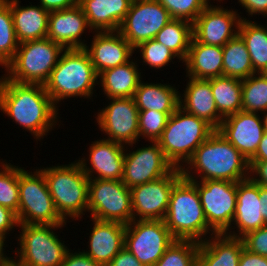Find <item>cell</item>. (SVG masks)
Here are the masks:
<instances>
[{
	"mask_svg": "<svg viewBox=\"0 0 267 266\" xmlns=\"http://www.w3.org/2000/svg\"><path fill=\"white\" fill-rule=\"evenodd\" d=\"M149 144L135 151L126 146L122 182L130 189L168 175L174 169L159 144L151 141Z\"/></svg>",
	"mask_w": 267,
	"mask_h": 266,
	"instance_id": "16",
	"label": "cell"
},
{
	"mask_svg": "<svg viewBox=\"0 0 267 266\" xmlns=\"http://www.w3.org/2000/svg\"><path fill=\"white\" fill-rule=\"evenodd\" d=\"M176 239L164 220H133L126 225L125 248L145 266H154Z\"/></svg>",
	"mask_w": 267,
	"mask_h": 266,
	"instance_id": "11",
	"label": "cell"
},
{
	"mask_svg": "<svg viewBox=\"0 0 267 266\" xmlns=\"http://www.w3.org/2000/svg\"><path fill=\"white\" fill-rule=\"evenodd\" d=\"M238 34L244 40L255 73H267V26L242 18Z\"/></svg>",
	"mask_w": 267,
	"mask_h": 266,
	"instance_id": "31",
	"label": "cell"
},
{
	"mask_svg": "<svg viewBox=\"0 0 267 266\" xmlns=\"http://www.w3.org/2000/svg\"><path fill=\"white\" fill-rule=\"evenodd\" d=\"M242 18L234 9L210 3L192 23L193 38L199 43L223 47L238 34Z\"/></svg>",
	"mask_w": 267,
	"mask_h": 266,
	"instance_id": "17",
	"label": "cell"
},
{
	"mask_svg": "<svg viewBox=\"0 0 267 266\" xmlns=\"http://www.w3.org/2000/svg\"><path fill=\"white\" fill-rule=\"evenodd\" d=\"M46 179L49 193L60 217L67 219H82L88 212V183L89 178L83 172L77 161L67 165L39 169ZM76 218V219H75Z\"/></svg>",
	"mask_w": 267,
	"mask_h": 266,
	"instance_id": "5",
	"label": "cell"
},
{
	"mask_svg": "<svg viewBox=\"0 0 267 266\" xmlns=\"http://www.w3.org/2000/svg\"><path fill=\"white\" fill-rule=\"evenodd\" d=\"M65 49L43 38L20 43L13 59L4 67L8 80L44 85Z\"/></svg>",
	"mask_w": 267,
	"mask_h": 266,
	"instance_id": "7",
	"label": "cell"
},
{
	"mask_svg": "<svg viewBox=\"0 0 267 266\" xmlns=\"http://www.w3.org/2000/svg\"><path fill=\"white\" fill-rule=\"evenodd\" d=\"M263 116L262 117V121H263V126L265 128V132H267V111L261 113Z\"/></svg>",
	"mask_w": 267,
	"mask_h": 266,
	"instance_id": "53",
	"label": "cell"
},
{
	"mask_svg": "<svg viewBox=\"0 0 267 266\" xmlns=\"http://www.w3.org/2000/svg\"><path fill=\"white\" fill-rule=\"evenodd\" d=\"M92 143L88 148L90 162L85 157L77 160L86 176L89 179L122 180L126 146L104 137Z\"/></svg>",
	"mask_w": 267,
	"mask_h": 266,
	"instance_id": "18",
	"label": "cell"
},
{
	"mask_svg": "<svg viewBox=\"0 0 267 266\" xmlns=\"http://www.w3.org/2000/svg\"><path fill=\"white\" fill-rule=\"evenodd\" d=\"M192 34V23L172 19L155 36V40L173 52L182 63L188 55Z\"/></svg>",
	"mask_w": 267,
	"mask_h": 266,
	"instance_id": "34",
	"label": "cell"
},
{
	"mask_svg": "<svg viewBox=\"0 0 267 266\" xmlns=\"http://www.w3.org/2000/svg\"><path fill=\"white\" fill-rule=\"evenodd\" d=\"M248 161H267V132L264 133L256 153Z\"/></svg>",
	"mask_w": 267,
	"mask_h": 266,
	"instance_id": "50",
	"label": "cell"
},
{
	"mask_svg": "<svg viewBox=\"0 0 267 266\" xmlns=\"http://www.w3.org/2000/svg\"><path fill=\"white\" fill-rule=\"evenodd\" d=\"M0 110L37 141L55 128L60 117L44 85L18 83L5 76L0 77Z\"/></svg>",
	"mask_w": 267,
	"mask_h": 266,
	"instance_id": "1",
	"label": "cell"
},
{
	"mask_svg": "<svg viewBox=\"0 0 267 266\" xmlns=\"http://www.w3.org/2000/svg\"><path fill=\"white\" fill-rule=\"evenodd\" d=\"M188 82L182 99L180 94L179 107L185 112L204 119L215 130H217L223 117L218 113L215 99L211 91L210 79H197L188 77Z\"/></svg>",
	"mask_w": 267,
	"mask_h": 266,
	"instance_id": "24",
	"label": "cell"
},
{
	"mask_svg": "<svg viewBox=\"0 0 267 266\" xmlns=\"http://www.w3.org/2000/svg\"><path fill=\"white\" fill-rule=\"evenodd\" d=\"M86 29L92 32L79 4L68 9L50 11L47 38L64 49L84 48L87 43L81 40V36Z\"/></svg>",
	"mask_w": 267,
	"mask_h": 266,
	"instance_id": "22",
	"label": "cell"
},
{
	"mask_svg": "<svg viewBox=\"0 0 267 266\" xmlns=\"http://www.w3.org/2000/svg\"><path fill=\"white\" fill-rule=\"evenodd\" d=\"M181 174L189 181H197L199 177L200 181L240 182L249 178V161L215 130L181 167Z\"/></svg>",
	"mask_w": 267,
	"mask_h": 266,
	"instance_id": "2",
	"label": "cell"
},
{
	"mask_svg": "<svg viewBox=\"0 0 267 266\" xmlns=\"http://www.w3.org/2000/svg\"><path fill=\"white\" fill-rule=\"evenodd\" d=\"M259 113L239 111L223 118L217 129L246 159H250L265 133Z\"/></svg>",
	"mask_w": 267,
	"mask_h": 266,
	"instance_id": "19",
	"label": "cell"
},
{
	"mask_svg": "<svg viewBox=\"0 0 267 266\" xmlns=\"http://www.w3.org/2000/svg\"><path fill=\"white\" fill-rule=\"evenodd\" d=\"M260 205L259 185L250 178L237 182V204L231 223L234 226H230L223 234L241 239L247 233L265 226ZM235 228L236 232L230 231Z\"/></svg>",
	"mask_w": 267,
	"mask_h": 266,
	"instance_id": "20",
	"label": "cell"
},
{
	"mask_svg": "<svg viewBox=\"0 0 267 266\" xmlns=\"http://www.w3.org/2000/svg\"><path fill=\"white\" fill-rule=\"evenodd\" d=\"M211 91L218 113L223 117L242 111V80L234 77L211 78Z\"/></svg>",
	"mask_w": 267,
	"mask_h": 266,
	"instance_id": "32",
	"label": "cell"
},
{
	"mask_svg": "<svg viewBox=\"0 0 267 266\" xmlns=\"http://www.w3.org/2000/svg\"><path fill=\"white\" fill-rule=\"evenodd\" d=\"M168 118L166 113L155 110L139 111V138L157 142L166 127Z\"/></svg>",
	"mask_w": 267,
	"mask_h": 266,
	"instance_id": "41",
	"label": "cell"
},
{
	"mask_svg": "<svg viewBox=\"0 0 267 266\" xmlns=\"http://www.w3.org/2000/svg\"><path fill=\"white\" fill-rule=\"evenodd\" d=\"M43 9L50 11L72 8L79 4V0H39Z\"/></svg>",
	"mask_w": 267,
	"mask_h": 266,
	"instance_id": "49",
	"label": "cell"
},
{
	"mask_svg": "<svg viewBox=\"0 0 267 266\" xmlns=\"http://www.w3.org/2000/svg\"><path fill=\"white\" fill-rule=\"evenodd\" d=\"M98 76L88 53L83 48L65 49L44 87L58 108L57 104L61 100L70 97L91 99L96 91L94 88L98 85Z\"/></svg>",
	"mask_w": 267,
	"mask_h": 266,
	"instance_id": "3",
	"label": "cell"
},
{
	"mask_svg": "<svg viewBox=\"0 0 267 266\" xmlns=\"http://www.w3.org/2000/svg\"><path fill=\"white\" fill-rule=\"evenodd\" d=\"M242 239L215 234L199 243L196 266H239Z\"/></svg>",
	"mask_w": 267,
	"mask_h": 266,
	"instance_id": "26",
	"label": "cell"
},
{
	"mask_svg": "<svg viewBox=\"0 0 267 266\" xmlns=\"http://www.w3.org/2000/svg\"><path fill=\"white\" fill-rule=\"evenodd\" d=\"M241 239L245 249L252 253L267 257V225L247 233Z\"/></svg>",
	"mask_w": 267,
	"mask_h": 266,
	"instance_id": "42",
	"label": "cell"
},
{
	"mask_svg": "<svg viewBox=\"0 0 267 266\" xmlns=\"http://www.w3.org/2000/svg\"><path fill=\"white\" fill-rule=\"evenodd\" d=\"M249 178L254 183L267 187V161H249Z\"/></svg>",
	"mask_w": 267,
	"mask_h": 266,
	"instance_id": "44",
	"label": "cell"
},
{
	"mask_svg": "<svg viewBox=\"0 0 267 266\" xmlns=\"http://www.w3.org/2000/svg\"><path fill=\"white\" fill-rule=\"evenodd\" d=\"M18 227L21 228L17 237L20 247L14 251L16 260H13L19 266L62 265L69 248L54 231L64 225L19 224Z\"/></svg>",
	"mask_w": 267,
	"mask_h": 266,
	"instance_id": "8",
	"label": "cell"
},
{
	"mask_svg": "<svg viewBox=\"0 0 267 266\" xmlns=\"http://www.w3.org/2000/svg\"><path fill=\"white\" fill-rule=\"evenodd\" d=\"M5 238L0 236V265H7L14 257H7L5 253Z\"/></svg>",
	"mask_w": 267,
	"mask_h": 266,
	"instance_id": "52",
	"label": "cell"
},
{
	"mask_svg": "<svg viewBox=\"0 0 267 266\" xmlns=\"http://www.w3.org/2000/svg\"><path fill=\"white\" fill-rule=\"evenodd\" d=\"M255 74L244 40L239 34L223 46V76L246 79Z\"/></svg>",
	"mask_w": 267,
	"mask_h": 266,
	"instance_id": "33",
	"label": "cell"
},
{
	"mask_svg": "<svg viewBox=\"0 0 267 266\" xmlns=\"http://www.w3.org/2000/svg\"><path fill=\"white\" fill-rule=\"evenodd\" d=\"M164 221L176 240L201 243L217 234L207 223L197 187L184 177L173 186Z\"/></svg>",
	"mask_w": 267,
	"mask_h": 266,
	"instance_id": "4",
	"label": "cell"
},
{
	"mask_svg": "<svg viewBox=\"0 0 267 266\" xmlns=\"http://www.w3.org/2000/svg\"><path fill=\"white\" fill-rule=\"evenodd\" d=\"M199 243L175 240L154 266H196Z\"/></svg>",
	"mask_w": 267,
	"mask_h": 266,
	"instance_id": "38",
	"label": "cell"
},
{
	"mask_svg": "<svg viewBox=\"0 0 267 266\" xmlns=\"http://www.w3.org/2000/svg\"><path fill=\"white\" fill-rule=\"evenodd\" d=\"M181 178V169L174 168L168 175L132 187L133 220H164L173 186Z\"/></svg>",
	"mask_w": 267,
	"mask_h": 266,
	"instance_id": "15",
	"label": "cell"
},
{
	"mask_svg": "<svg viewBox=\"0 0 267 266\" xmlns=\"http://www.w3.org/2000/svg\"><path fill=\"white\" fill-rule=\"evenodd\" d=\"M28 172L19 167V224L65 225L49 193L44 174L37 168Z\"/></svg>",
	"mask_w": 267,
	"mask_h": 266,
	"instance_id": "9",
	"label": "cell"
},
{
	"mask_svg": "<svg viewBox=\"0 0 267 266\" xmlns=\"http://www.w3.org/2000/svg\"><path fill=\"white\" fill-rule=\"evenodd\" d=\"M79 252V253H78ZM71 252L69 249L61 266H102L93 261L83 251Z\"/></svg>",
	"mask_w": 267,
	"mask_h": 266,
	"instance_id": "45",
	"label": "cell"
},
{
	"mask_svg": "<svg viewBox=\"0 0 267 266\" xmlns=\"http://www.w3.org/2000/svg\"><path fill=\"white\" fill-rule=\"evenodd\" d=\"M238 3L251 15L250 17H253L252 15L267 16V0H238Z\"/></svg>",
	"mask_w": 267,
	"mask_h": 266,
	"instance_id": "47",
	"label": "cell"
},
{
	"mask_svg": "<svg viewBox=\"0 0 267 266\" xmlns=\"http://www.w3.org/2000/svg\"><path fill=\"white\" fill-rule=\"evenodd\" d=\"M133 0H79L90 29L118 31Z\"/></svg>",
	"mask_w": 267,
	"mask_h": 266,
	"instance_id": "25",
	"label": "cell"
},
{
	"mask_svg": "<svg viewBox=\"0 0 267 266\" xmlns=\"http://www.w3.org/2000/svg\"><path fill=\"white\" fill-rule=\"evenodd\" d=\"M106 266H145L125 247Z\"/></svg>",
	"mask_w": 267,
	"mask_h": 266,
	"instance_id": "46",
	"label": "cell"
},
{
	"mask_svg": "<svg viewBox=\"0 0 267 266\" xmlns=\"http://www.w3.org/2000/svg\"><path fill=\"white\" fill-rule=\"evenodd\" d=\"M18 45L10 0H5L0 4V66L5 67L13 59Z\"/></svg>",
	"mask_w": 267,
	"mask_h": 266,
	"instance_id": "36",
	"label": "cell"
},
{
	"mask_svg": "<svg viewBox=\"0 0 267 266\" xmlns=\"http://www.w3.org/2000/svg\"><path fill=\"white\" fill-rule=\"evenodd\" d=\"M137 61L131 59L125 64L101 72L98 85L102 87L106 98L134 97L142 76Z\"/></svg>",
	"mask_w": 267,
	"mask_h": 266,
	"instance_id": "29",
	"label": "cell"
},
{
	"mask_svg": "<svg viewBox=\"0 0 267 266\" xmlns=\"http://www.w3.org/2000/svg\"><path fill=\"white\" fill-rule=\"evenodd\" d=\"M186 66V77L210 79L223 76V47L197 42L193 37L190 42Z\"/></svg>",
	"mask_w": 267,
	"mask_h": 266,
	"instance_id": "27",
	"label": "cell"
},
{
	"mask_svg": "<svg viewBox=\"0 0 267 266\" xmlns=\"http://www.w3.org/2000/svg\"><path fill=\"white\" fill-rule=\"evenodd\" d=\"M239 266H267V257L252 253L243 248L240 254Z\"/></svg>",
	"mask_w": 267,
	"mask_h": 266,
	"instance_id": "48",
	"label": "cell"
},
{
	"mask_svg": "<svg viewBox=\"0 0 267 266\" xmlns=\"http://www.w3.org/2000/svg\"><path fill=\"white\" fill-rule=\"evenodd\" d=\"M242 111L260 114L267 111V73L242 79Z\"/></svg>",
	"mask_w": 267,
	"mask_h": 266,
	"instance_id": "35",
	"label": "cell"
},
{
	"mask_svg": "<svg viewBox=\"0 0 267 266\" xmlns=\"http://www.w3.org/2000/svg\"><path fill=\"white\" fill-rule=\"evenodd\" d=\"M214 131L215 129L204 119L179 107L169 116L157 143L174 168L181 169Z\"/></svg>",
	"mask_w": 267,
	"mask_h": 266,
	"instance_id": "6",
	"label": "cell"
},
{
	"mask_svg": "<svg viewBox=\"0 0 267 266\" xmlns=\"http://www.w3.org/2000/svg\"><path fill=\"white\" fill-rule=\"evenodd\" d=\"M0 205L18 215L19 167L5 161L0 162Z\"/></svg>",
	"mask_w": 267,
	"mask_h": 266,
	"instance_id": "37",
	"label": "cell"
},
{
	"mask_svg": "<svg viewBox=\"0 0 267 266\" xmlns=\"http://www.w3.org/2000/svg\"><path fill=\"white\" fill-rule=\"evenodd\" d=\"M19 223L16 214L10 209L0 205V236L5 238L9 231L18 227Z\"/></svg>",
	"mask_w": 267,
	"mask_h": 266,
	"instance_id": "43",
	"label": "cell"
},
{
	"mask_svg": "<svg viewBox=\"0 0 267 266\" xmlns=\"http://www.w3.org/2000/svg\"><path fill=\"white\" fill-rule=\"evenodd\" d=\"M19 0H10L14 29L20 43L47 37L50 12L40 5L21 6Z\"/></svg>",
	"mask_w": 267,
	"mask_h": 266,
	"instance_id": "28",
	"label": "cell"
},
{
	"mask_svg": "<svg viewBox=\"0 0 267 266\" xmlns=\"http://www.w3.org/2000/svg\"><path fill=\"white\" fill-rule=\"evenodd\" d=\"M171 20L169 12L157 0H133L118 32L135 49L154 39Z\"/></svg>",
	"mask_w": 267,
	"mask_h": 266,
	"instance_id": "13",
	"label": "cell"
},
{
	"mask_svg": "<svg viewBox=\"0 0 267 266\" xmlns=\"http://www.w3.org/2000/svg\"><path fill=\"white\" fill-rule=\"evenodd\" d=\"M93 34L90 47L86 45L83 49L88 53L98 75L131 60L135 50L118 31H93Z\"/></svg>",
	"mask_w": 267,
	"mask_h": 266,
	"instance_id": "21",
	"label": "cell"
},
{
	"mask_svg": "<svg viewBox=\"0 0 267 266\" xmlns=\"http://www.w3.org/2000/svg\"><path fill=\"white\" fill-rule=\"evenodd\" d=\"M259 196L261 202V213L267 225V187L259 185Z\"/></svg>",
	"mask_w": 267,
	"mask_h": 266,
	"instance_id": "51",
	"label": "cell"
},
{
	"mask_svg": "<svg viewBox=\"0 0 267 266\" xmlns=\"http://www.w3.org/2000/svg\"><path fill=\"white\" fill-rule=\"evenodd\" d=\"M198 190L208 225L223 234L234 218L237 204V182L227 180L191 181Z\"/></svg>",
	"mask_w": 267,
	"mask_h": 266,
	"instance_id": "12",
	"label": "cell"
},
{
	"mask_svg": "<svg viewBox=\"0 0 267 266\" xmlns=\"http://www.w3.org/2000/svg\"><path fill=\"white\" fill-rule=\"evenodd\" d=\"M88 251L82 250L96 263L106 266L125 246L126 225L93 219Z\"/></svg>",
	"mask_w": 267,
	"mask_h": 266,
	"instance_id": "23",
	"label": "cell"
},
{
	"mask_svg": "<svg viewBox=\"0 0 267 266\" xmlns=\"http://www.w3.org/2000/svg\"><path fill=\"white\" fill-rule=\"evenodd\" d=\"M6 266H19L13 259Z\"/></svg>",
	"mask_w": 267,
	"mask_h": 266,
	"instance_id": "54",
	"label": "cell"
},
{
	"mask_svg": "<svg viewBox=\"0 0 267 266\" xmlns=\"http://www.w3.org/2000/svg\"><path fill=\"white\" fill-rule=\"evenodd\" d=\"M108 100L95 117L100 130L108 136L104 139L133 147L139 141V110L134 98Z\"/></svg>",
	"mask_w": 267,
	"mask_h": 266,
	"instance_id": "14",
	"label": "cell"
},
{
	"mask_svg": "<svg viewBox=\"0 0 267 266\" xmlns=\"http://www.w3.org/2000/svg\"><path fill=\"white\" fill-rule=\"evenodd\" d=\"M176 88L167 83H144L141 80L133 97L136 107L139 111L155 110L170 116L179 108L180 93Z\"/></svg>",
	"mask_w": 267,
	"mask_h": 266,
	"instance_id": "30",
	"label": "cell"
},
{
	"mask_svg": "<svg viewBox=\"0 0 267 266\" xmlns=\"http://www.w3.org/2000/svg\"><path fill=\"white\" fill-rule=\"evenodd\" d=\"M170 14L172 19H182L193 23L210 0H157Z\"/></svg>",
	"mask_w": 267,
	"mask_h": 266,
	"instance_id": "39",
	"label": "cell"
},
{
	"mask_svg": "<svg viewBox=\"0 0 267 266\" xmlns=\"http://www.w3.org/2000/svg\"><path fill=\"white\" fill-rule=\"evenodd\" d=\"M135 51L141 53L143 64L155 70L164 68L177 56L155 39L148 40L137 46Z\"/></svg>",
	"mask_w": 267,
	"mask_h": 266,
	"instance_id": "40",
	"label": "cell"
},
{
	"mask_svg": "<svg viewBox=\"0 0 267 266\" xmlns=\"http://www.w3.org/2000/svg\"><path fill=\"white\" fill-rule=\"evenodd\" d=\"M100 221H133L131 189L122 180L89 179L88 213Z\"/></svg>",
	"mask_w": 267,
	"mask_h": 266,
	"instance_id": "10",
	"label": "cell"
}]
</instances>
